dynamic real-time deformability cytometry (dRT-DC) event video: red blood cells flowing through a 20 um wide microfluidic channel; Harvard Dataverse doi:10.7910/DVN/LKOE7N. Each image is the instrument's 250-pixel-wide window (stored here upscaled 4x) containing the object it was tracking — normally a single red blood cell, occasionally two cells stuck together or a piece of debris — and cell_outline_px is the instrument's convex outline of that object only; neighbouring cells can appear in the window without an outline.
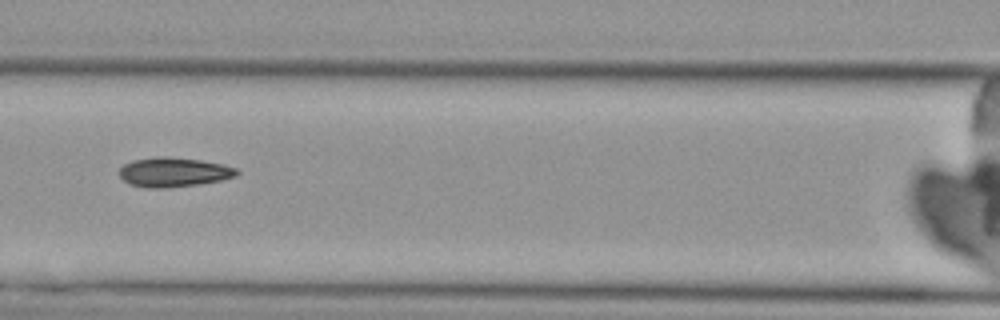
{"species": "Egyptian fruit bat (a non-hibernating species)", "species_latin": "Rousettus aegyptiacus", "temperature_condition": "cold", "stored_images_in_passage": 5, "camera_frame_rate_fps": 3000, "um_per_image_px": 0.085, "animal": {"sex": "female"}, "frame": {"image": 1, "passage_image": 4, "time_ms": 3.333, "image_size_px": [1000, 320], "cell_outline_px": [[240, 172], [236, 176], [220, 180], [200, 184], [168, 188], [148, 188], [128, 184], [120, 176], [120, 168], [124, 164], [132, 160], [156, 156], [168, 156], [200, 160], [220, 164], [236, 168]], "centroid_in_image_um": [14.74, 14.63], "position_along_channel_um": 151.9, "area_um2": 20.23}}
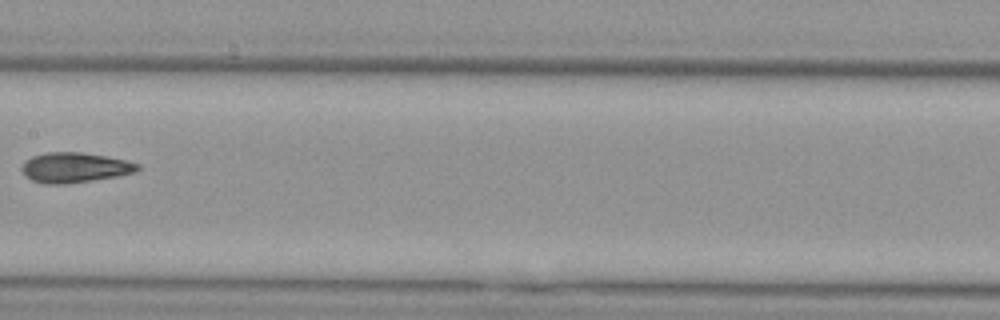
{"frame": {"image": 2, "passage_image": 5, "time_ms": 4.667, "image_size_px": [1000, 320], "cell_outline_px": [[140, 168], [136, 172], [120, 176], [64, 184], [44, 184], [32, 180], [24, 176], [20, 168], [24, 160], [32, 156], [48, 152], [80, 152], [104, 156], [124, 160], [140, 164]], "centroid_in_image_um": [6.31, 14.25], "position_along_channel_um": 201.1, "area_um2": 20.4}}